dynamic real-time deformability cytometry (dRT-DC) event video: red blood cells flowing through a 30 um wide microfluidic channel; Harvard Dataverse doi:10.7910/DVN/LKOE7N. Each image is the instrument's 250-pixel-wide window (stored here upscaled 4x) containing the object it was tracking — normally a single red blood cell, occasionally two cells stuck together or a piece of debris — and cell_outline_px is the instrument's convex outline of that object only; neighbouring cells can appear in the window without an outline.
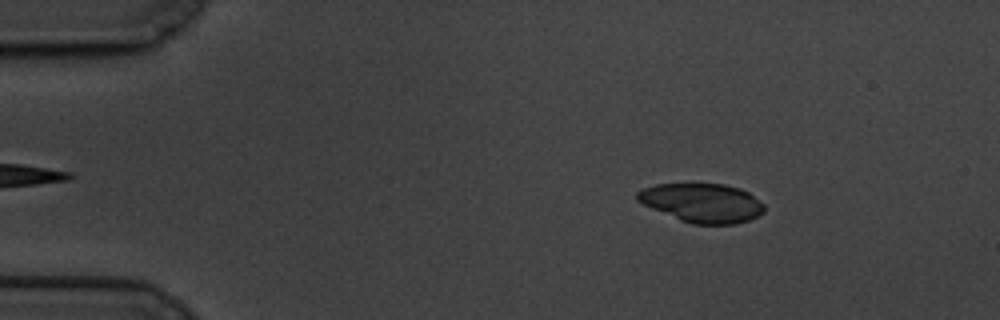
{"species": "common noctule bat (a hibernating species)", "species_latin": "Nyctalus noctula", "temperature_condition": "cold", "stored_images_in_passage": 59, "camera_frame_rate_fps": 3000, "um_per_image_px": 0.085, "animal": {"sex": "male", "body_mass_g": 19.5, "forearm_length_mm": 54.6}, "frame": {"image": 1, "passage_image": 9, "time_ms": 2.667, "image_size_px": [1000, 320], "cell_outline_px": [[764, 212], [748, 220], [736, 224], [692, 224], [680, 220], [652, 208], [636, 200], [636, 192], [644, 188], [656, 184], [692, 180], [724, 184], [740, 188], [748, 192], [764, 204]], "centroid_in_image_um": [59.65, 17.18], "position_along_channel_um": 25.4, "area_um2": 29.65}}
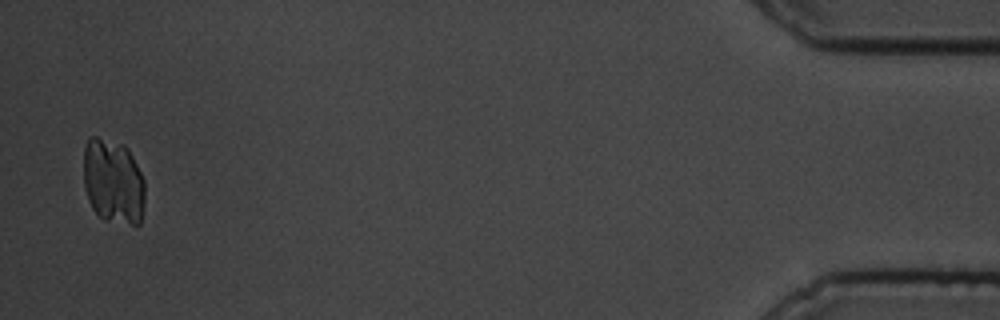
{"frame": {"image": 2, "passage_image": 58, "time_ms": 19.0, "image_size_px": [1000, 320], "cell_outline_px": [[144, 204], [140, 224], [132, 224], [104, 220], [92, 208], [88, 200], [84, 188], [84, 148], [88, 136], [96, 136], [124, 144], [128, 148], [144, 180]], "centroid_in_image_um": [9.61, 15.41], "position_along_channel_um": 425.6, "area_um2": 30.63}}